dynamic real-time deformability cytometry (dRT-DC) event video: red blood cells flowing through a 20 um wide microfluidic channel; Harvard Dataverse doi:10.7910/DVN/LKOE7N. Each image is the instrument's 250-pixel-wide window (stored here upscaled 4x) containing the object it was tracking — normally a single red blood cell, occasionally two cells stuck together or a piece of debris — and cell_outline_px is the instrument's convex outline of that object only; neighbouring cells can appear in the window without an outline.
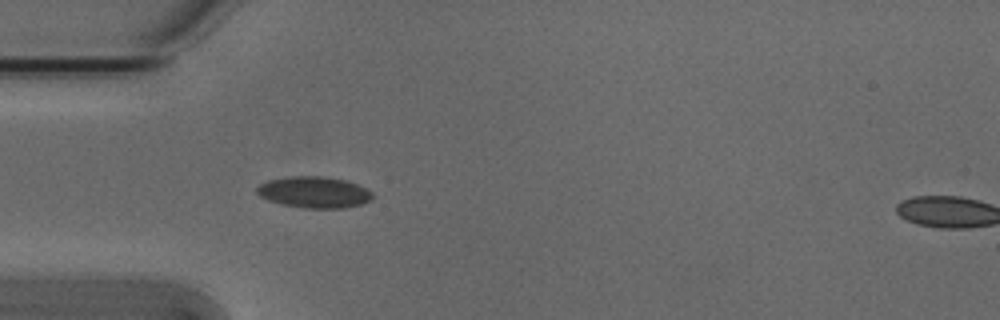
{"species": "Egyptian fruit bat (a non-hibernating species)", "species_latin": "Rousettus aegyptiacus", "temperature_condition": "cold", "stored_images_in_passage": 16, "camera_frame_rate_fps": 3000, "um_per_image_px": 0.085, "animal": {"sex": "male"}, "frame": {"image": 1, "passage_image": 10, "time_ms": 3.0, "image_size_px": [1000, 320], "cell_outline_px": [[372, 200], [360, 204], [344, 208], [304, 208], [280, 204], [268, 200], [260, 196], [256, 192], [256, 188], [260, 184], [268, 180], [288, 176], [324, 176], [348, 180], [368, 188], [372, 192]], "centroid_in_image_um": [26.71, 16.33], "position_along_channel_um": 58.3, "area_um2": 21.39}}